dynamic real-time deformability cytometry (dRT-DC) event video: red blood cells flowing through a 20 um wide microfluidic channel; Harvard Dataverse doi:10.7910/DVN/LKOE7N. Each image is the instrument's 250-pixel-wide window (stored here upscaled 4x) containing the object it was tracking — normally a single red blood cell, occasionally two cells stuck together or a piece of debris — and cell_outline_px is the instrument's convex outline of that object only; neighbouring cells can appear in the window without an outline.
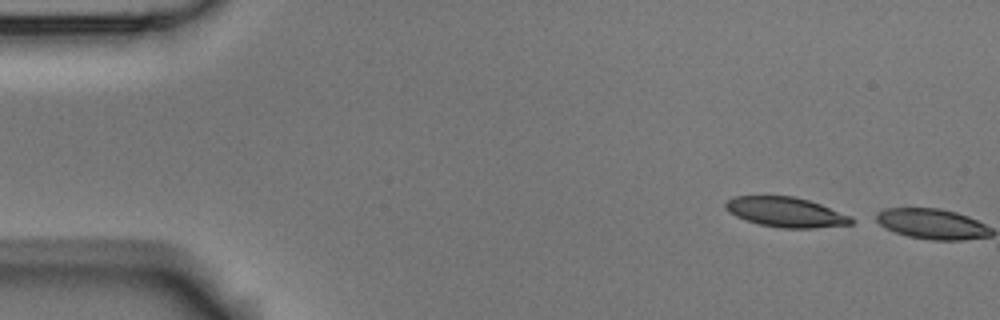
{"species": "Egyptian fruit bat (a non-hibernating species)", "species_latin": "Rousettus aegyptiacus", "temperature_condition": "room temperature", "stored_images_in_passage": 2, "camera_frame_rate_fps": 3000, "um_per_image_px": 0.085, "animal": {"sex": "male"}, "frame": {"image": 1, "passage_image": 1, "time_ms": 0.0, "image_size_px": [1000, 320], "cell_outline_px": [[860, 220], [852, 224], [812, 228], [780, 228], [760, 224], [736, 216], [728, 212], [724, 208], [724, 200], [732, 196], [792, 196], [808, 200], [820, 204], [852, 216]], "centroid_in_image_um": [66.81, 18.03], "position_along_channel_um": 18.2, "area_um2": 22.14}}